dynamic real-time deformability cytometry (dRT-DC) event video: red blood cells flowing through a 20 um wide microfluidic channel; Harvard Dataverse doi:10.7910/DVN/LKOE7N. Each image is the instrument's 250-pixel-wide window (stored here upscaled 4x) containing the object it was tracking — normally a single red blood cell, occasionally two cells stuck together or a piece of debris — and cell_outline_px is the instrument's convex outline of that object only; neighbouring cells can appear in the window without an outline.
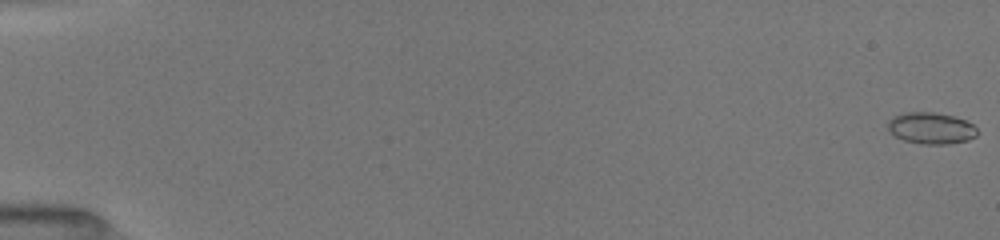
{"species": "common noctule bat (a hibernating species)", "species_latin": "Nyctalus noctula", "temperature_condition": "room temperature", "stored_images_in_passage": 52, "camera_frame_rate_fps": 3000, "um_per_image_px": 0.085, "animal": {"sex": "female", "body_mass_g": 19.5, "forearm_length_mm": 54.1}, "frame": {"image": 1, "passage_image": 1, "time_ms": 0.0, "image_size_px": [1000, 240], "cell_outline_px": [[976, 136], [968, 140], [948, 144], [920, 144], [904, 140], [888, 132], [888, 120], [892, 116], [904, 112], [932, 112], [952, 116], [964, 120], [972, 124], [976, 128]], "centroid_in_image_um": [79.09, 10.89], "position_along_channel_um": 5.9, "area_um2": 16.42}}
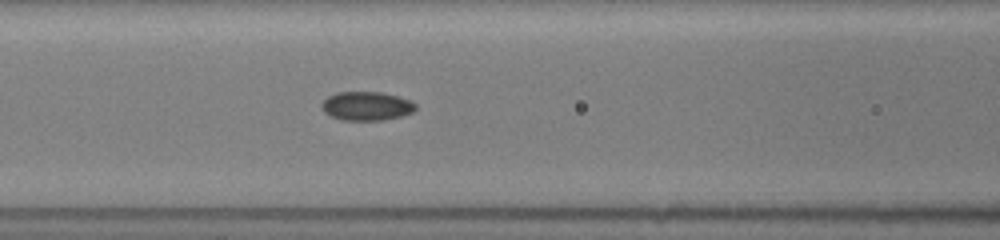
{"frame": {"image": 2, "passage_image": 24, "time_ms": 7.667, "image_size_px": [1000, 240], "cell_outline_px": [[416, 108], [412, 112], [400, 116], [384, 120], [340, 120], [324, 112], [320, 108], [320, 104], [328, 96], [336, 92], [380, 92], [412, 100], [416, 104]], "centroid_in_image_um": [31.13, 9.01], "position_along_channel_um": 135.5, "area_um2": 15.84}}
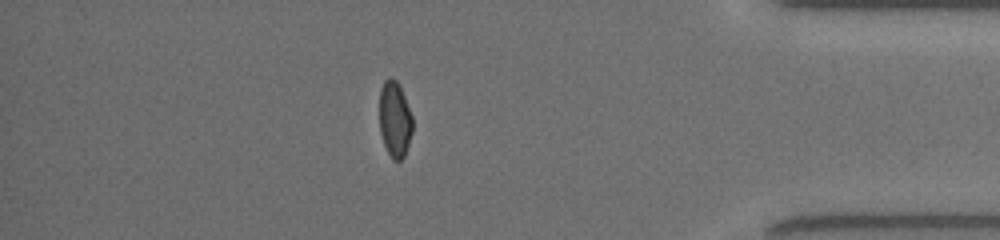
{"frame": {"image": 3, "passage_image": 46, "time_ms": 15.0, "image_size_px": [1000, 240], "cell_outline_px": [[412, 132], [404, 156], [400, 160], [392, 160], [384, 144], [380, 132], [380, 88], [384, 80], [388, 76], [392, 76], [396, 80], [404, 96], [412, 116]], "centroid_in_image_um": [33.54, 10.12], "position_along_channel_um": 401.7, "area_um2": 14.57}, "authors_computed_cell_mechanics": {"area_um2": 15.606, "velocity_mm_per_s": 4.0533, "shape_relaxation_time_tau1_ms": 6.3576, "shape_relaxation_time_tau2_ms": 1.8804, "deformation_change_tau1": 0.1683, "deformation_change_tau2": 0.0534}}